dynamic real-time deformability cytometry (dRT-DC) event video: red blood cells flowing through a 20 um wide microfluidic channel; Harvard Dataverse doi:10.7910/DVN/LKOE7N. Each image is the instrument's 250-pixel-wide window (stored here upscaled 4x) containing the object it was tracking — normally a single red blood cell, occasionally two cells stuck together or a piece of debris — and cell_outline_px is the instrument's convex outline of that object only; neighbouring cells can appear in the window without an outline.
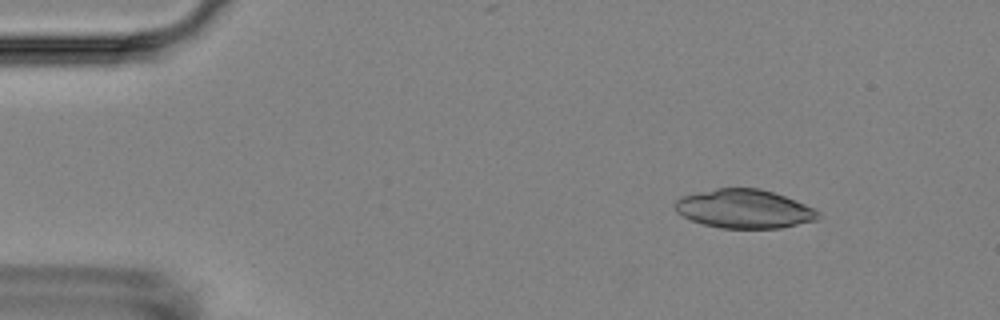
{"species": "Egyptian fruit bat (a non-hibernating species)", "species_latin": "Rousettus aegyptiacus", "temperature_condition": "room temperature", "stored_images_in_passage": 6, "camera_frame_rate_fps": 3000, "um_per_image_px": 0.085, "animal": {"sex": "female"}, "frame": {"image": 1, "passage_image": 2, "time_ms": 1.333, "image_size_px": [1000, 320], "cell_outline_px": [[820, 220], [780, 228], [720, 228], [704, 224], [692, 220], [676, 212], [676, 200], [680, 196], [716, 188], [760, 188], [796, 200], [816, 208], [820, 212]], "centroid_in_image_um": [63.32, 17.75], "position_along_channel_um": 21.7, "area_um2": 32.48}}